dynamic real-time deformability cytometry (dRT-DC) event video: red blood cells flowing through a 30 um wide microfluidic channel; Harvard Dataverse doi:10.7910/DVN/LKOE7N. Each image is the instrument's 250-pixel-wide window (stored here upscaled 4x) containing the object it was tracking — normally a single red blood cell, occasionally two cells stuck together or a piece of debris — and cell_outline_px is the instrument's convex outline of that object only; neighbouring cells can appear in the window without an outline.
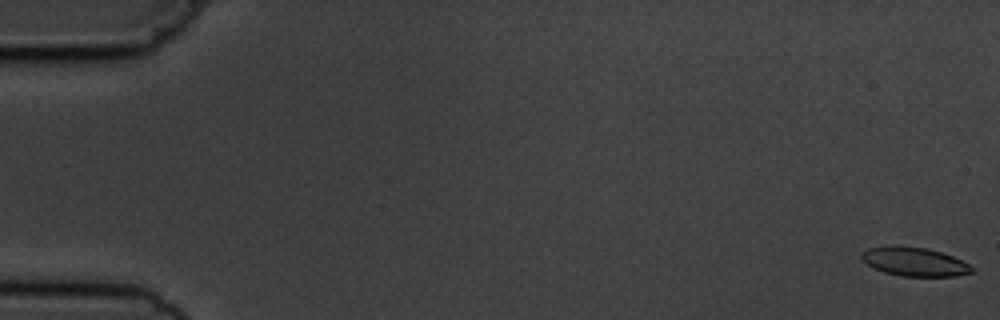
{"species": "common noctule bat (a hibernating species)", "species_latin": "Nyctalus noctula", "temperature_condition": "cold", "stored_images_in_passage": 10, "camera_frame_rate_fps": 3000, "um_per_image_px": 0.085, "animal": {"sex": "male", "body_mass_g": 19.5, "forearm_length_mm": 54.6}, "frame": {"image": 1, "passage_image": 1, "time_ms": 0.0, "image_size_px": [1000, 320], "cell_outline_px": [[972, 272], [956, 276], [900, 276], [884, 272], [872, 268], [860, 260], [860, 252], [868, 248], [896, 244], [928, 248], [952, 256], [968, 264], [972, 268]], "centroid_in_image_um": [77.62, 22.22], "position_along_channel_um": 7.4, "area_um2": 18.79}}
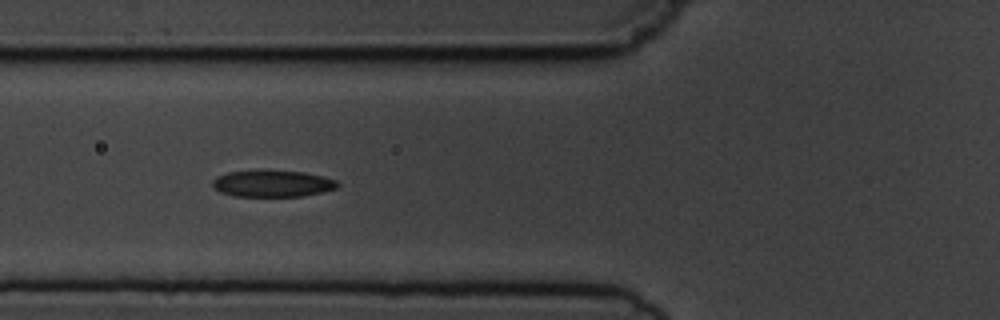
{"frame": {"image": 2, "passage_image": 6, "time_ms": 6.667, "image_size_px": [1000, 320], "cell_outline_px": [[340, 184], [336, 188], [324, 192], [304, 196], [236, 196], [220, 192], [212, 184], [212, 180], [216, 176], [228, 172], [256, 168], [264, 168], [304, 172], [336, 180]], "centroid_in_image_um": [23.14, 15.56], "position_along_channel_um": 102.7, "area_um2": 20.06}}
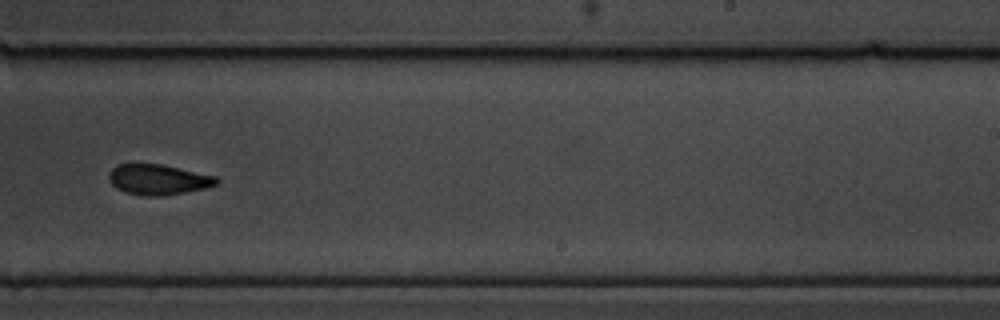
{"frame": {"image": 3, "passage_image": 10, "time_ms": 11.333, "image_size_px": [1000, 320], "cell_outline_px": [[220, 180], [216, 184], [204, 188], [164, 196], [144, 196], [124, 192], [116, 188], [108, 180], [108, 172], [116, 164], [160, 164], [216, 176]], "centroid_in_image_um": [13.4, 15.26], "position_along_channel_um": 275.6, "area_um2": 19.07}}